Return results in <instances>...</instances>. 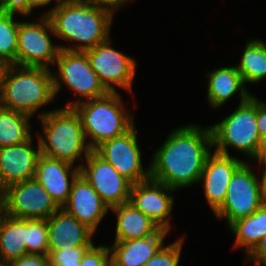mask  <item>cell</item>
Masks as SVG:
<instances>
[{
	"mask_svg": "<svg viewBox=\"0 0 266 266\" xmlns=\"http://www.w3.org/2000/svg\"><path fill=\"white\" fill-rule=\"evenodd\" d=\"M213 148L210 126L190 124L174 129L155 152L150 178L176 190L198 183Z\"/></svg>",
	"mask_w": 266,
	"mask_h": 266,
	"instance_id": "obj_1",
	"label": "cell"
},
{
	"mask_svg": "<svg viewBox=\"0 0 266 266\" xmlns=\"http://www.w3.org/2000/svg\"><path fill=\"white\" fill-rule=\"evenodd\" d=\"M44 13L49 16L56 37L76 43L74 48L58 45L60 50L85 51L110 38L114 13L104 7L71 0L58 2Z\"/></svg>",
	"mask_w": 266,
	"mask_h": 266,
	"instance_id": "obj_2",
	"label": "cell"
},
{
	"mask_svg": "<svg viewBox=\"0 0 266 266\" xmlns=\"http://www.w3.org/2000/svg\"><path fill=\"white\" fill-rule=\"evenodd\" d=\"M50 71L43 67L0 66V106L32 117L55 98Z\"/></svg>",
	"mask_w": 266,
	"mask_h": 266,
	"instance_id": "obj_3",
	"label": "cell"
},
{
	"mask_svg": "<svg viewBox=\"0 0 266 266\" xmlns=\"http://www.w3.org/2000/svg\"><path fill=\"white\" fill-rule=\"evenodd\" d=\"M118 92H108L105 96L70 101L64 107H72L79 115L89 146L95 150L105 141L123 135L133 126L132 116L124 108ZM126 110V111H125Z\"/></svg>",
	"mask_w": 266,
	"mask_h": 266,
	"instance_id": "obj_4",
	"label": "cell"
},
{
	"mask_svg": "<svg viewBox=\"0 0 266 266\" xmlns=\"http://www.w3.org/2000/svg\"><path fill=\"white\" fill-rule=\"evenodd\" d=\"M43 136H38L41 154L75 164L93 151L86 141L79 115L72 107L39 114ZM45 135V136H44Z\"/></svg>",
	"mask_w": 266,
	"mask_h": 266,
	"instance_id": "obj_5",
	"label": "cell"
},
{
	"mask_svg": "<svg viewBox=\"0 0 266 266\" xmlns=\"http://www.w3.org/2000/svg\"><path fill=\"white\" fill-rule=\"evenodd\" d=\"M214 151L228 155V147L256 159L262 139L257 128V97L240 103L235 111L219 123L210 126Z\"/></svg>",
	"mask_w": 266,
	"mask_h": 266,
	"instance_id": "obj_6",
	"label": "cell"
},
{
	"mask_svg": "<svg viewBox=\"0 0 266 266\" xmlns=\"http://www.w3.org/2000/svg\"><path fill=\"white\" fill-rule=\"evenodd\" d=\"M265 203L262 181L243 162L233 173L227 186L224 203L214 212L220 219H226L227 225L245 218Z\"/></svg>",
	"mask_w": 266,
	"mask_h": 266,
	"instance_id": "obj_7",
	"label": "cell"
},
{
	"mask_svg": "<svg viewBox=\"0 0 266 266\" xmlns=\"http://www.w3.org/2000/svg\"><path fill=\"white\" fill-rule=\"evenodd\" d=\"M55 64L59 72V75L52 74L55 96L61 89L62 82L80 98H84L83 101L99 98L108 93L91 68L85 51L60 50Z\"/></svg>",
	"mask_w": 266,
	"mask_h": 266,
	"instance_id": "obj_8",
	"label": "cell"
},
{
	"mask_svg": "<svg viewBox=\"0 0 266 266\" xmlns=\"http://www.w3.org/2000/svg\"><path fill=\"white\" fill-rule=\"evenodd\" d=\"M38 19L39 22H19L17 66L49 69V64L54 65L57 59L60 49L51 42L48 32L54 35V28L49 16L42 15Z\"/></svg>",
	"mask_w": 266,
	"mask_h": 266,
	"instance_id": "obj_9",
	"label": "cell"
},
{
	"mask_svg": "<svg viewBox=\"0 0 266 266\" xmlns=\"http://www.w3.org/2000/svg\"><path fill=\"white\" fill-rule=\"evenodd\" d=\"M2 194L3 207L14 218L47 220L60 209L35 178L12 184Z\"/></svg>",
	"mask_w": 266,
	"mask_h": 266,
	"instance_id": "obj_10",
	"label": "cell"
},
{
	"mask_svg": "<svg viewBox=\"0 0 266 266\" xmlns=\"http://www.w3.org/2000/svg\"><path fill=\"white\" fill-rule=\"evenodd\" d=\"M91 68L108 92H117L114 86L132 93L136 61L112 48L110 38L94 48L85 50Z\"/></svg>",
	"mask_w": 266,
	"mask_h": 266,
	"instance_id": "obj_11",
	"label": "cell"
},
{
	"mask_svg": "<svg viewBox=\"0 0 266 266\" xmlns=\"http://www.w3.org/2000/svg\"><path fill=\"white\" fill-rule=\"evenodd\" d=\"M87 165L80 164V174L100 195L109 209L129 202L132 182L94 150L86 157Z\"/></svg>",
	"mask_w": 266,
	"mask_h": 266,
	"instance_id": "obj_12",
	"label": "cell"
},
{
	"mask_svg": "<svg viewBox=\"0 0 266 266\" xmlns=\"http://www.w3.org/2000/svg\"><path fill=\"white\" fill-rule=\"evenodd\" d=\"M135 125L123 135L99 145L94 151L133 184L150 178V166L143 169Z\"/></svg>",
	"mask_w": 266,
	"mask_h": 266,
	"instance_id": "obj_13",
	"label": "cell"
},
{
	"mask_svg": "<svg viewBox=\"0 0 266 266\" xmlns=\"http://www.w3.org/2000/svg\"><path fill=\"white\" fill-rule=\"evenodd\" d=\"M173 191L164 183L149 178L132 184L129 201L161 229L170 231Z\"/></svg>",
	"mask_w": 266,
	"mask_h": 266,
	"instance_id": "obj_14",
	"label": "cell"
},
{
	"mask_svg": "<svg viewBox=\"0 0 266 266\" xmlns=\"http://www.w3.org/2000/svg\"><path fill=\"white\" fill-rule=\"evenodd\" d=\"M32 145V137L21 144L0 147V191L8 186L33 179L37 160L41 154Z\"/></svg>",
	"mask_w": 266,
	"mask_h": 266,
	"instance_id": "obj_15",
	"label": "cell"
},
{
	"mask_svg": "<svg viewBox=\"0 0 266 266\" xmlns=\"http://www.w3.org/2000/svg\"><path fill=\"white\" fill-rule=\"evenodd\" d=\"M62 209L94 233L108 210L110 211L100 195L81 174L75 178L70 196Z\"/></svg>",
	"mask_w": 266,
	"mask_h": 266,
	"instance_id": "obj_16",
	"label": "cell"
},
{
	"mask_svg": "<svg viewBox=\"0 0 266 266\" xmlns=\"http://www.w3.org/2000/svg\"><path fill=\"white\" fill-rule=\"evenodd\" d=\"M243 162L215 151L208 155L199 182H204V194L213 212L224 203L231 177Z\"/></svg>",
	"mask_w": 266,
	"mask_h": 266,
	"instance_id": "obj_17",
	"label": "cell"
},
{
	"mask_svg": "<svg viewBox=\"0 0 266 266\" xmlns=\"http://www.w3.org/2000/svg\"><path fill=\"white\" fill-rule=\"evenodd\" d=\"M79 174V166L75 168L74 164L70 162L40 154L34 178L44 187L56 204L62 208L67 202L72 184Z\"/></svg>",
	"mask_w": 266,
	"mask_h": 266,
	"instance_id": "obj_18",
	"label": "cell"
},
{
	"mask_svg": "<svg viewBox=\"0 0 266 266\" xmlns=\"http://www.w3.org/2000/svg\"><path fill=\"white\" fill-rule=\"evenodd\" d=\"M48 253L57 249L92 246L94 232L62 208L47 220Z\"/></svg>",
	"mask_w": 266,
	"mask_h": 266,
	"instance_id": "obj_19",
	"label": "cell"
},
{
	"mask_svg": "<svg viewBox=\"0 0 266 266\" xmlns=\"http://www.w3.org/2000/svg\"><path fill=\"white\" fill-rule=\"evenodd\" d=\"M168 233L160 228L151 236L114 242L109 246L111 266H144L164 245Z\"/></svg>",
	"mask_w": 266,
	"mask_h": 266,
	"instance_id": "obj_20",
	"label": "cell"
},
{
	"mask_svg": "<svg viewBox=\"0 0 266 266\" xmlns=\"http://www.w3.org/2000/svg\"><path fill=\"white\" fill-rule=\"evenodd\" d=\"M206 75L208 77L207 100L212 108L216 109L224 105L237 92H239L240 103L251 96L236 66L221 67Z\"/></svg>",
	"mask_w": 266,
	"mask_h": 266,
	"instance_id": "obj_21",
	"label": "cell"
},
{
	"mask_svg": "<svg viewBox=\"0 0 266 266\" xmlns=\"http://www.w3.org/2000/svg\"><path fill=\"white\" fill-rule=\"evenodd\" d=\"M117 214L115 242L154 235L160 227L130 201L111 208Z\"/></svg>",
	"mask_w": 266,
	"mask_h": 266,
	"instance_id": "obj_22",
	"label": "cell"
},
{
	"mask_svg": "<svg viewBox=\"0 0 266 266\" xmlns=\"http://www.w3.org/2000/svg\"><path fill=\"white\" fill-rule=\"evenodd\" d=\"M236 237L235 247L248 254L266 235V202L251 215L233 222L229 226Z\"/></svg>",
	"mask_w": 266,
	"mask_h": 266,
	"instance_id": "obj_23",
	"label": "cell"
},
{
	"mask_svg": "<svg viewBox=\"0 0 266 266\" xmlns=\"http://www.w3.org/2000/svg\"><path fill=\"white\" fill-rule=\"evenodd\" d=\"M27 255L26 219L7 216L0 235V259L10 262Z\"/></svg>",
	"mask_w": 266,
	"mask_h": 266,
	"instance_id": "obj_24",
	"label": "cell"
},
{
	"mask_svg": "<svg viewBox=\"0 0 266 266\" xmlns=\"http://www.w3.org/2000/svg\"><path fill=\"white\" fill-rule=\"evenodd\" d=\"M31 117L0 106V147L28 141L31 135Z\"/></svg>",
	"mask_w": 266,
	"mask_h": 266,
	"instance_id": "obj_25",
	"label": "cell"
},
{
	"mask_svg": "<svg viewBox=\"0 0 266 266\" xmlns=\"http://www.w3.org/2000/svg\"><path fill=\"white\" fill-rule=\"evenodd\" d=\"M241 61L236 66L245 83H258L266 78V43L259 39L247 42Z\"/></svg>",
	"mask_w": 266,
	"mask_h": 266,
	"instance_id": "obj_26",
	"label": "cell"
},
{
	"mask_svg": "<svg viewBox=\"0 0 266 266\" xmlns=\"http://www.w3.org/2000/svg\"><path fill=\"white\" fill-rule=\"evenodd\" d=\"M14 16L0 11V66L16 65L19 21Z\"/></svg>",
	"mask_w": 266,
	"mask_h": 266,
	"instance_id": "obj_27",
	"label": "cell"
},
{
	"mask_svg": "<svg viewBox=\"0 0 266 266\" xmlns=\"http://www.w3.org/2000/svg\"><path fill=\"white\" fill-rule=\"evenodd\" d=\"M27 254L49 255L48 226L43 219H26Z\"/></svg>",
	"mask_w": 266,
	"mask_h": 266,
	"instance_id": "obj_28",
	"label": "cell"
},
{
	"mask_svg": "<svg viewBox=\"0 0 266 266\" xmlns=\"http://www.w3.org/2000/svg\"><path fill=\"white\" fill-rule=\"evenodd\" d=\"M183 239L182 237L166 246L163 245L144 266H178Z\"/></svg>",
	"mask_w": 266,
	"mask_h": 266,
	"instance_id": "obj_29",
	"label": "cell"
},
{
	"mask_svg": "<svg viewBox=\"0 0 266 266\" xmlns=\"http://www.w3.org/2000/svg\"><path fill=\"white\" fill-rule=\"evenodd\" d=\"M91 246H78L52 251L49 256L50 266H80V261Z\"/></svg>",
	"mask_w": 266,
	"mask_h": 266,
	"instance_id": "obj_30",
	"label": "cell"
},
{
	"mask_svg": "<svg viewBox=\"0 0 266 266\" xmlns=\"http://www.w3.org/2000/svg\"><path fill=\"white\" fill-rule=\"evenodd\" d=\"M80 266H111L110 248L106 245L94 246L86 251Z\"/></svg>",
	"mask_w": 266,
	"mask_h": 266,
	"instance_id": "obj_31",
	"label": "cell"
},
{
	"mask_svg": "<svg viewBox=\"0 0 266 266\" xmlns=\"http://www.w3.org/2000/svg\"><path fill=\"white\" fill-rule=\"evenodd\" d=\"M9 266H50L49 256L41 254H27L8 262Z\"/></svg>",
	"mask_w": 266,
	"mask_h": 266,
	"instance_id": "obj_32",
	"label": "cell"
},
{
	"mask_svg": "<svg viewBox=\"0 0 266 266\" xmlns=\"http://www.w3.org/2000/svg\"><path fill=\"white\" fill-rule=\"evenodd\" d=\"M246 256L249 261L255 262L256 266L266 265V235L259 240L257 245Z\"/></svg>",
	"mask_w": 266,
	"mask_h": 266,
	"instance_id": "obj_33",
	"label": "cell"
},
{
	"mask_svg": "<svg viewBox=\"0 0 266 266\" xmlns=\"http://www.w3.org/2000/svg\"><path fill=\"white\" fill-rule=\"evenodd\" d=\"M0 11L9 14L28 15L27 0H7V2L0 8Z\"/></svg>",
	"mask_w": 266,
	"mask_h": 266,
	"instance_id": "obj_34",
	"label": "cell"
},
{
	"mask_svg": "<svg viewBox=\"0 0 266 266\" xmlns=\"http://www.w3.org/2000/svg\"><path fill=\"white\" fill-rule=\"evenodd\" d=\"M257 128L261 139L266 137V103L257 98Z\"/></svg>",
	"mask_w": 266,
	"mask_h": 266,
	"instance_id": "obj_35",
	"label": "cell"
},
{
	"mask_svg": "<svg viewBox=\"0 0 266 266\" xmlns=\"http://www.w3.org/2000/svg\"><path fill=\"white\" fill-rule=\"evenodd\" d=\"M88 2L89 4H93L96 6L104 7L113 13L117 12L116 10L128 3L130 0H83Z\"/></svg>",
	"mask_w": 266,
	"mask_h": 266,
	"instance_id": "obj_36",
	"label": "cell"
},
{
	"mask_svg": "<svg viewBox=\"0 0 266 266\" xmlns=\"http://www.w3.org/2000/svg\"><path fill=\"white\" fill-rule=\"evenodd\" d=\"M54 0H27L28 4V15L34 10V8L49 5Z\"/></svg>",
	"mask_w": 266,
	"mask_h": 266,
	"instance_id": "obj_37",
	"label": "cell"
},
{
	"mask_svg": "<svg viewBox=\"0 0 266 266\" xmlns=\"http://www.w3.org/2000/svg\"><path fill=\"white\" fill-rule=\"evenodd\" d=\"M255 160L261 165H266V137L262 139L260 150Z\"/></svg>",
	"mask_w": 266,
	"mask_h": 266,
	"instance_id": "obj_38",
	"label": "cell"
},
{
	"mask_svg": "<svg viewBox=\"0 0 266 266\" xmlns=\"http://www.w3.org/2000/svg\"><path fill=\"white\" fill-rule=\"evenodd\" d=\"M8 216V214L6 213V210L4 207H2L0 209V235H1V231L5 222L6 217Z\"/></svg>",
	"mask_w": 266,
	"mask_h": 266,
	"instance_id": "obj_39",
	"label": "cell"
},
{
	"mask_svg": "<svg viewBox=\"0 0 266 266\" xmlns=\"http://www.w3.org/2000/svg\"><path fill=\"white\" fill-rule=\"evenodd\" d=\"M261 181H262V187H263V196L266 202V165H264V171L261 177Z\"/></svg>",
	"mask_w": 266,
	"mask_h": 266,
	"instance_id": "obj_40",
	"label": "cell"
},
{
	"mask_svg": "<svg viewBox=\"0 0 266 266\" xmlns=\"http://www.w3.org/2000/svg\"><path fill=\"white\" fill-rule=\"evenodd\" d=\"M3 207V194L0 193V209Z\"/></svg>",
	"mask_w": 266,
	"mask_h": 266,
	"instance_id": "obj_41",
	"label": "cell"
},
{
	"mask_svg": "<svg viewBox=\"0 0 266 266\" xmlns=\"http://www.w3.org/2000/svg\"><path fill=\"white\" fill-rule=\"evenodd\" d=\"M0 266H9V265H8V262L2 261L0 259Z\"/></svg>",
	"mask_w": 266,
	"mask_h": 266,
	"instance_id": "obj_42",
	"label": "cell"
},
{
	"mask_svg": "<svg viewBox=\"0 0 266 266\" xmlns=\"http://www.w3.org/2000/svg\"><path fill=\"white\" fill-rule=\"evenodd\" d=\"M7 2V0H0V8Z\"/></svg>",
	"mask_w": 266,
	"mask_h": 266,
	"instance_id": "obj_43",
	"label": "cell"
},
{
	"mask_svg": "<svg viewBox=\"0 0 266 266\" xmlns=\"http://www.w3.org/2000/svg\"><path fill=\"white\" fill-rule=\"evenodd\" d=\"M58 2L71 1V0H56Z\"/></svg>",
	"mask_w": 266,
	"mask_h": 266,
	"instance_id": "obj_44",
	"label": "cell"
}]
</instances>
